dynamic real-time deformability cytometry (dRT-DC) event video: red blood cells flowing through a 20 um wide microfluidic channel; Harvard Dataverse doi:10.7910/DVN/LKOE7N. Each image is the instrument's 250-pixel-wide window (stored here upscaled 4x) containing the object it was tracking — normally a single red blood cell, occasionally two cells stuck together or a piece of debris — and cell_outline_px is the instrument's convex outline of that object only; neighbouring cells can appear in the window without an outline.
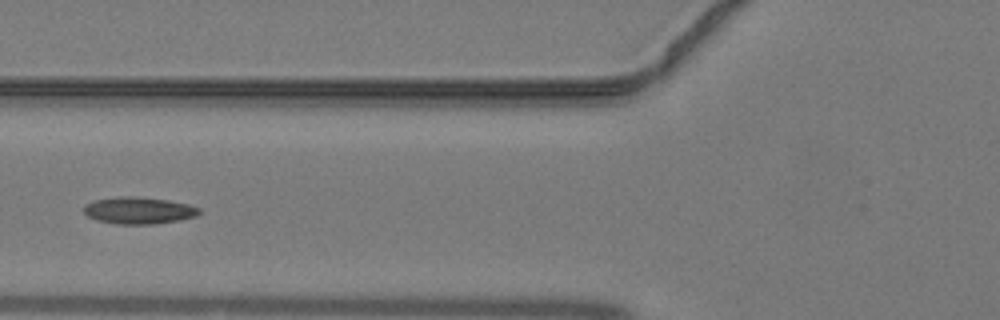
{"species": "common noctule bat (a hibernating species)", "species_latin": "Nyctalus noctula", "temperature_condition": "warm", "stored_images_in_passage": 27, "camera_frame_rate_fps": 3000, "um_per_image_px": 0.085, "animal": {"sex": "male", "body_mass_g": 19.2, "forearm_length_mm": 51.8}, "frame": {"image": 1, "passage_image": 5, "time_ms": 1.333, "image_size_px": [1000, 320], "cell_outline_px": [[200, 212], [196, 216], [180, 220], [156, 224], [116, 224], [96, 220], [88, 216], [84, 212], [84, 204], [92, 200], [120, 196], [132, 196], [168, 200], [188, 204], [200, 208]], "centroid_in_image_um": [11.77, 17.89], "position_along_channel_um": 114.0, "area_um2": 18.21}}